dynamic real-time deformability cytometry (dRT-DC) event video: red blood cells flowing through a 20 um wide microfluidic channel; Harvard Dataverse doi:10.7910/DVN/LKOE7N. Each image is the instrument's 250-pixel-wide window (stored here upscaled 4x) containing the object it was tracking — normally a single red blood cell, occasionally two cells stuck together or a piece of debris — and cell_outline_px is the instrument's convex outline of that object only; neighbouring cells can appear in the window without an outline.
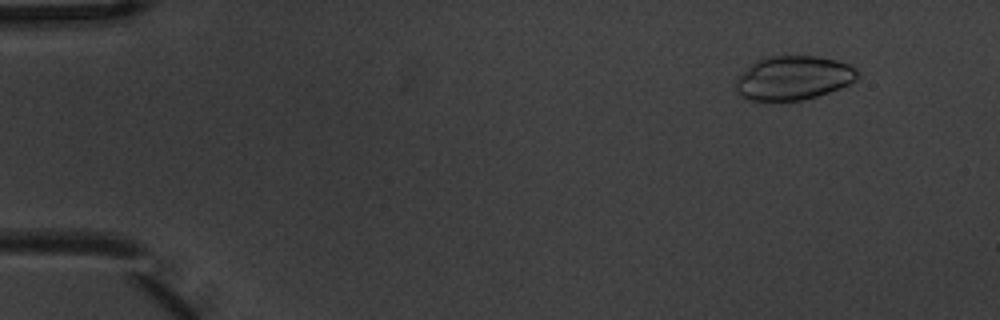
{"species": "common noctule bat (a hibernating species)", "species_latin": "Nyctalus noctula", "temperature_condition": "warm", "stored_images_in_passage": 4, "camera_frame_rate_fps": 3000, "um_per_image_px": 0.085, "animal": {"sex": "male", "body_mass_g": 20.1, "forearm_length_mm": 53.5}, "frame": {"image": 1, "passage_image": 1, "time_ms": 0.0, "image_size_px": [1000, 320], "cell_outline_px": [[860, 76], [856, 80], [840, 88], [804, 100], [748, 100], [740, 96], [736, 92], [736, 76], [756, 60], [772, 56], [816, 56], [836, 60], [848, 64], [856, 68]], "centroid_in_image_um": [67.42, 6.62], "position_along_channel_um": 17.6, "area_um2": 31.27}}